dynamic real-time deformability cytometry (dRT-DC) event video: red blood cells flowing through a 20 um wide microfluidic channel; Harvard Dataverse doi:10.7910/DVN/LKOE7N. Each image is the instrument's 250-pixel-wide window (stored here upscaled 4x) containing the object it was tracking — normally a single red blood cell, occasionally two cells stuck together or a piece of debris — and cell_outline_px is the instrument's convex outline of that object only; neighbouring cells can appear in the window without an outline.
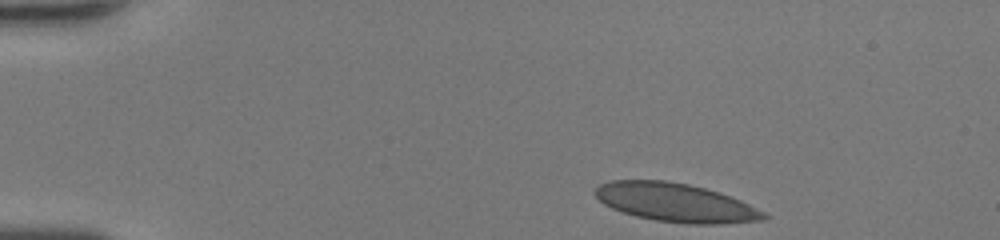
{"species": "human", "species_latin": "Homo sapiens", "temperature_condition": "room temperature", "stored_images_in_passage": 41, "camera_frame_rate_fps": 3000, "um_per_image_px": 0.085, "donor": {"sex": "female"}, "frame": {"image": 1, "passage_image": 1, "time_ms": 0.0, "image_size_px": [1000, 240], "cell_outline_px": [[768, 216], [764, 220], [720, 224], [692, 224], [656, 220], [636, 216], [612, 208], [604, 204], [592, 192], [600, 184], [608, 180], [668, 180], [688, 184], [720, 192], [740, 200], [764, 212]], "centroid_in_image_um": [57.41, 17.21], "position_along_channel_um": 27.6, "area_um2": 37.86}}
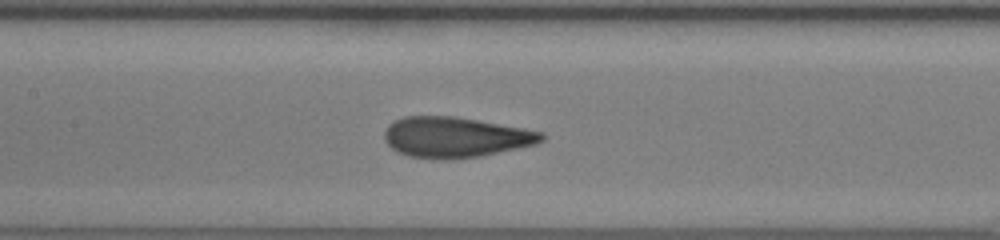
{"frame": {"image": 2, "passage_image": 17, "time_ms": 5.333, "image_size_px": [1000, 240], "cell_outline_px": [[544, 140], [536, 144], [480, 156], [408, 156], [396, 152], [384, 140], [384, 132], [388, 124], [404, 116], [452, 116], [524, 128], [544, 132]], "centroid_in_image_um": [38.71, 11.62], "position_along_channel_um": 168.7, "area_um2": 36.01}}
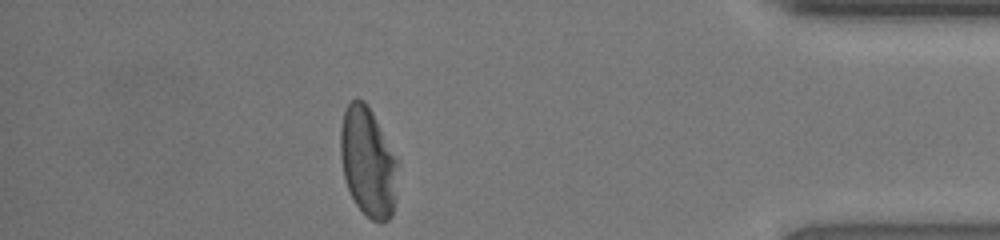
{"frame": {"image": 3, "passage_image": 36, "time_ms": 11.667, "image_size_px": [1000, 240], "cell_outline_px": [[396, 164], [392, 216], [388, 220], [380, 224], [372, 220], [356, 204], [348, 188], [344, 176], [340, 156], [340, 128], [344, 112], [348, 104], [356, 96], [364, 100], [372, 112], [396, 160]], "centroid_in_image_um": [31.22, 13.75], "position_along_channel_um": 404.0, "area_um2": 35.6}, "authors_computed_cell_mechanics": {"area_um2": 37.0498, "velocity_mm_per_s": 4.3083, "shape_relaxation_time_tau1_ms": 6.2563, "shape_relaxation_time_tau2_ms": 0.6376, "deformation_change_tau1": 0.2191, "deformation_change_tau2": 0.0589}}